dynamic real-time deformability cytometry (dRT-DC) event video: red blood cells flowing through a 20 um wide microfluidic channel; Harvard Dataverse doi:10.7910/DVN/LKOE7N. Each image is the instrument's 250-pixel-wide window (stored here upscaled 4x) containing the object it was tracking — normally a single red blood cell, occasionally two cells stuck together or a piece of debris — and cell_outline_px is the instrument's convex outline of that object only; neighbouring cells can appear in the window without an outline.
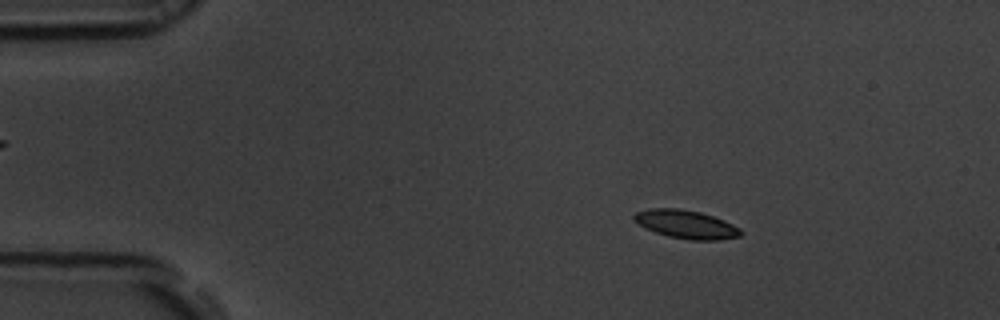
{"species": "common noctule bat (a hibernating species)", "species_latin": "Nyctalus noctula", "temperature_condition": "room temperature", "stored_images_in_passage": 56, "camera_frame_rate_fps": 3000, "um_per_image_px": 0.085, "animal": {"sex": "male", "body_mass_g": 19.5, "forearm_length_mm": 54.6}, "frame": {"image": 1, "passage_image": 9, "time_ms": 2.667, "image_size_px": [1000, 320], "cell_outline_px": [[740, 236], [720, 240], [688, 240], [668, 236], [644, 228], [632, 220], [632, 216], [636, 212], [648, 208], [680, 208], [700, 212], [724, 220], [740, 228]], "centroid_in_image_um": [58.27, 19.06], "position_along_channel_um": 26.7, "area_um2": 17.74}}
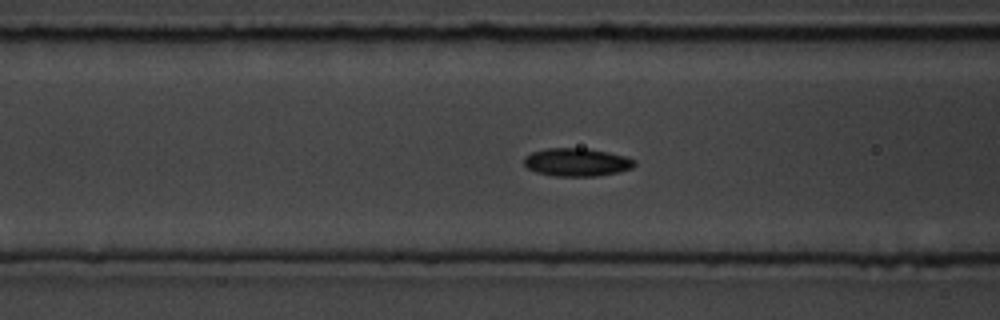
{"frame": {"image": 2, "passage_image": 22, "time_ms": 7.0, "image_size_px": [1000, 320], "cell_outline_px": [[636, 164], [632, 168], [616, 172], [596, 176], [552, 176], [536, 172], [528, 168], [524, 164], [524, 156], [532, 152], [548, 148], [588, 148], [608, 152], [624, 156], [636, 160]], "centroid_in_image_um": [49.01, 13.78], "position_along_channel_um": 117.6, "area_um2": 18.09}}
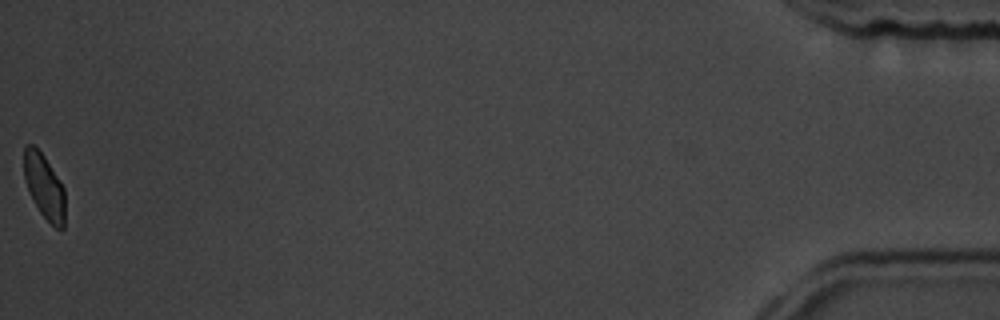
{"frame": {"image": 3, "passage_image": 56, "time_ms": 18.333, "image_size_px": [1000, 320], "cell_outline_px": [[64, 228], [56, 228], [40, 212], [24, 180], [24, 148], [28, 144], [32, 144], [44, 156], [60, 180], [64, 188]], "centroid_in_image_um": [3.77, 15.83], "position_along_channel_um": 431.4, "area_um2": 15.14}, "authors_computed_cell_mechanics": {"area_um2": 17.2244, "velocity_mm_per_s": 3.6524, "shape_relaxation_time_tau1_ms": 4.0409, "shape_relaxation_time_tau2_ms": 4.51, "deformation_change_tau1": 0.0923, "deformation_change_tau2": 0.0765}}